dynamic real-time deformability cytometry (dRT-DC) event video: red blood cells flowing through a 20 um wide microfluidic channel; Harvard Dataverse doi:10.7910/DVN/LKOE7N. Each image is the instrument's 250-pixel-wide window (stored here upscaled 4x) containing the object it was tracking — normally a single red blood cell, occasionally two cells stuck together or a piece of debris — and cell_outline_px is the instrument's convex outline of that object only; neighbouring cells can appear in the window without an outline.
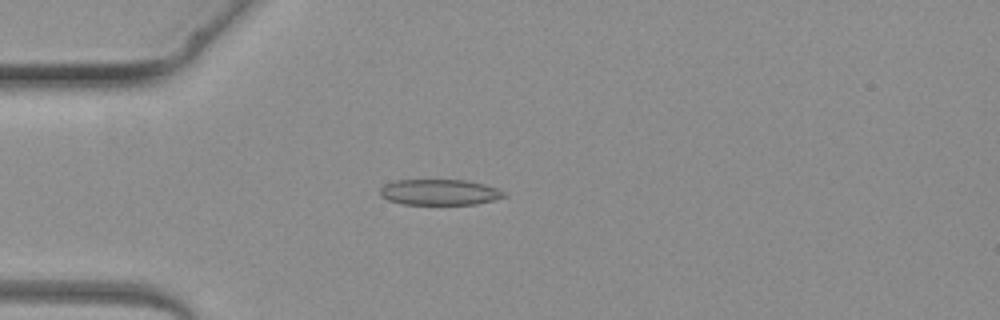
{"species": "common noctule bat (a hibernating species)", "species_latin": "Nyctalus noctula", "temperature_condition": "warm", "stored_images_in_passage": 4, "camera_frame_rate_fps": 3000, "um_per_image_px": 0.085, "animal": {"sex": "female", "body_mass_g": 19.3, "forearm_length_mm": 54.1}, "frame": {"image": 1, "passage_image": 4, "time_ms": 3.667, "image_size_px": [1000, 320], "cell_outline_px": [[508, 196], [476, 204], [404, 204], [388, 200], [380, 196], [380, 188], [384, 184], [396, 180], [464, 180], [484, 184], [496, 188], [504, 192]], "centroid_in_image_um": [37.34, 16.33], "position_along_channel_um": 47.7, "area_um2": 18.55}}